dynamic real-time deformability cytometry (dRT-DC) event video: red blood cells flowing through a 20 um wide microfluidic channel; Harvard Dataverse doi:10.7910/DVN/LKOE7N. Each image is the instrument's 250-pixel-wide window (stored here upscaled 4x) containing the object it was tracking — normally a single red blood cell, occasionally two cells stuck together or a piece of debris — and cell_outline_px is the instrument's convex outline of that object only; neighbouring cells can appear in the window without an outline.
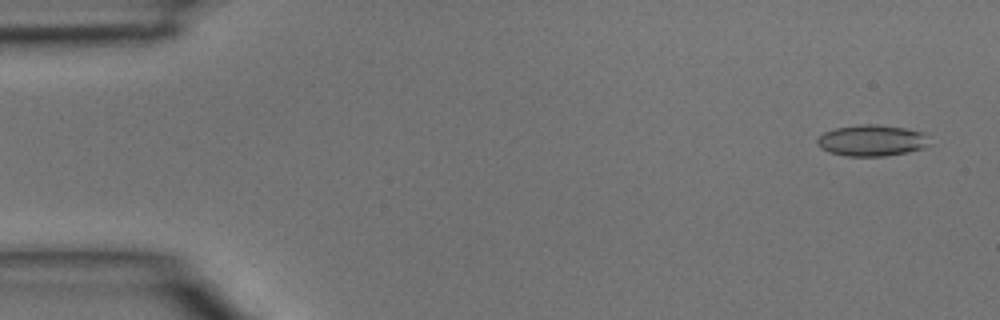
{"species": "common noctule bat (a hibernating species)", "species_latin": "Nyctalus noctula", "temperature_condition": "room temperature", "stored_images_in_passage": 4, "camera_frame_rate_fps": 3000, "um_per_image_px": 0.085, "animal": {"sex": "male", "body_mass_g": 15.6}, "frame": {"image": 1, "passage_image": 1, "time_ms": 0.0, "image_size_px": [1000, 320], "cell_outline_px": [[932, 144], [924, 148], [908, 152], [884, 156], [848, 156], [828, 152], [820, 148], [816, 144], [816, 140], [824, 132], [836, 128], [864, 124], [876, 124], [904, 128], [924, 132]], "centroid_in_image_um": [74.12, 11.95], "position_along_channel_um": 10.9, "area_um2": 20.58}}
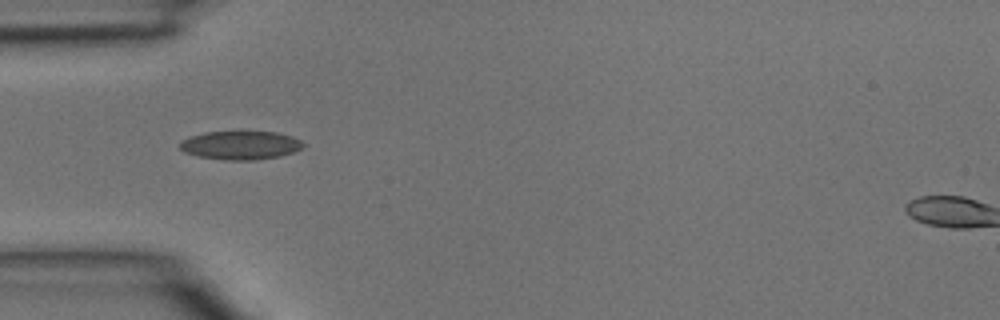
{"frame": {"image": 2, "passage_image": 4, "time_ms": 1.0, "image_size_px": [1000, 320], "cell_outline_px": [[308, 144], [292, 152], [280, 156], [256, 160], [224, 160], [200, 156], [184, 152], [180, 148], [180, 144], [184, 140], [192, 136], [204, 132], [240, 128], [276, 132], [292, 136]], "centroid_in_image_um": [20.48, 12.29], "position_along_channel_um": 64.5, "area_um2": 21.39}}